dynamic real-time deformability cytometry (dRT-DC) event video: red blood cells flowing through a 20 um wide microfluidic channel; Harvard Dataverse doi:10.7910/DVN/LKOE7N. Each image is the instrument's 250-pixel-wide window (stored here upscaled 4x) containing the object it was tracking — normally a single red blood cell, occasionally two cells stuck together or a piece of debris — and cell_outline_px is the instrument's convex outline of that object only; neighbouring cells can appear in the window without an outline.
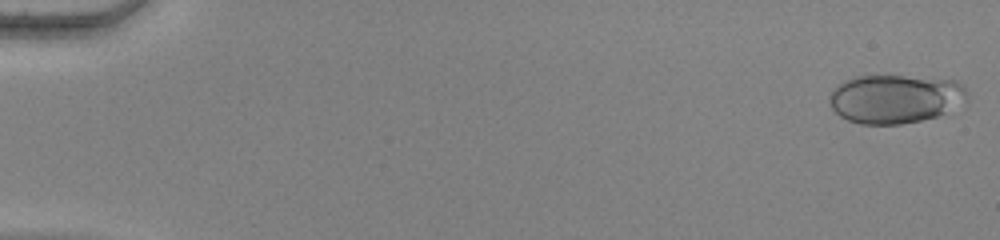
{"species": "human", "species_latin": "Homo sapiens", "temperature_condition": "warm", "stored_images_in_passage": 20, "camera_frame_rate_fps": 3000, "um_per_image_px": 0.085, "donor": {"sex": "female"}, "frame": {"image": 1, "passage_image": 1, "time_ms": 0.0, "image_size_px": [1000, 240], "cell_outline_px": [[968, 100], [964, 104], [936, 116], [920, 120], [900, 124], [860, 124], [848, 120], [840, 116], [832, 108], [828, 100], [828, 96], [844, 80], [856, 76], [904, 76], [956, 80], [964, 84], [968, 92]], "centroid_in_image_um": [76.13, 8.39], "position_along_channel_um": 8.9, "area_um2": 39.3}}
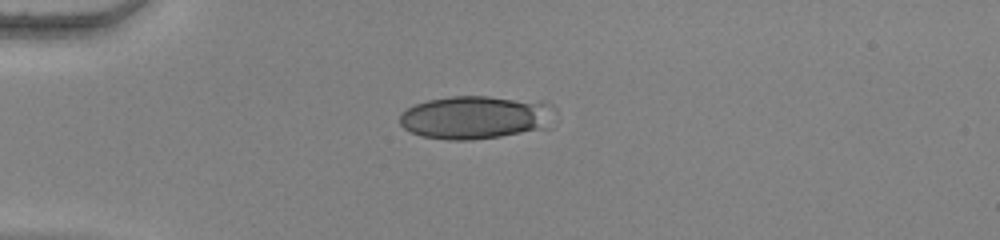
{"frame": {"image": 2, "passage_image": 15, "time_ms": 4.667, "image_size_px": [1000, 240], "cell_outline_px": [[548, 128], [500, 136], [472, 140], [448, 140], [420, 136], [404, 128], [400, 124], [400, 112], [416, 104], [428, 100], [452, 96], [488, 96], [544, 104]], "centroid_in_image_um": [40.19, 10.0], "position_along_channel_um": 44.8, "area_um2": 37.69}}